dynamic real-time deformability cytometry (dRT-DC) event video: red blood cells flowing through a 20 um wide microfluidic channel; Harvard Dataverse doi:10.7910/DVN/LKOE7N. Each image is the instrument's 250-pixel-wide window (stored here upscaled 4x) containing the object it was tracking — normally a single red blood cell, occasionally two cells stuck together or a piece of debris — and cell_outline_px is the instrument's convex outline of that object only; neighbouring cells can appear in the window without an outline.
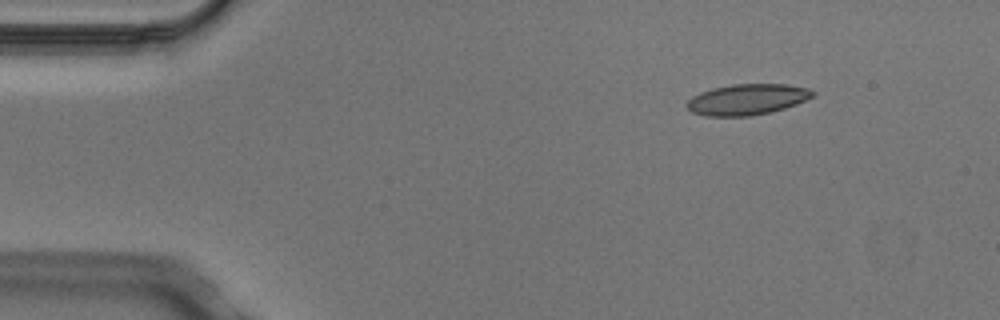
{"species": "Egyptian fruit bat (a non-hibernating species)", "species_latin": "Rousettus aegyptiacus", "temperature_condition": "cold", "stored_images_in_passage": 4, "camera_frame_rate_fps": 3000, "um_per_image_px": 0.085, "animal": {"sex": "male"}, "frame": {"image": 1, "passage_image": 2, "time_ms": 0.333, "image_size_px": [1000, 320], "cell_outline_px": [[816, 92], [812, 96], [796, 104], [784, 108], [752, 116], [704, 116], [692, 112], [684, 104], [692, 96], [700, 92], [712, 88], [732, 84], [788, 84], [808, 88]], "centroid_in_image_um": [63.47, 8.45], "position_along_channel_um": 21.5, "area_um2": 22.66}}
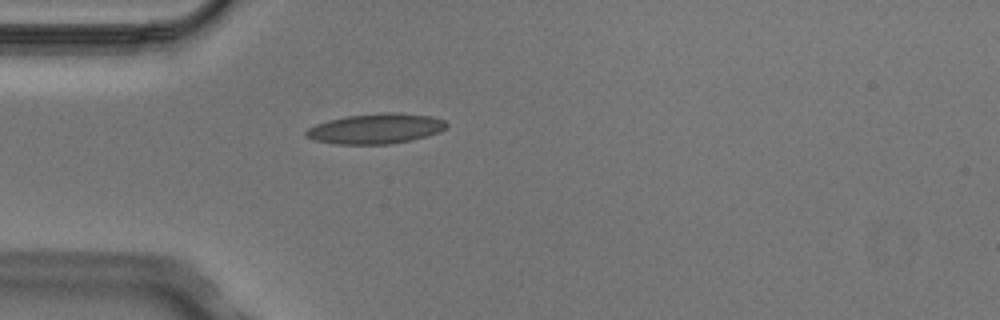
{"frame": {"image": 2, "passage_image": 4, "time_ms": 1.0, "image_size_px": [1000, 320], "cell_outline_px": [[448, 124], [440, 132], [428, 136], [412, 140], [388, 144], [336, 144], [312, 140], [304, 136], [304, 132], [308, 128], [316, 124], [328, 120], [348, 116], [384, 112], [396, 112], [432, 116], [444, 120]], "centroid_in_image_um": [31.93, 10.94], "position_along_channel_um": 53.1, "area_um2": 24.85}}